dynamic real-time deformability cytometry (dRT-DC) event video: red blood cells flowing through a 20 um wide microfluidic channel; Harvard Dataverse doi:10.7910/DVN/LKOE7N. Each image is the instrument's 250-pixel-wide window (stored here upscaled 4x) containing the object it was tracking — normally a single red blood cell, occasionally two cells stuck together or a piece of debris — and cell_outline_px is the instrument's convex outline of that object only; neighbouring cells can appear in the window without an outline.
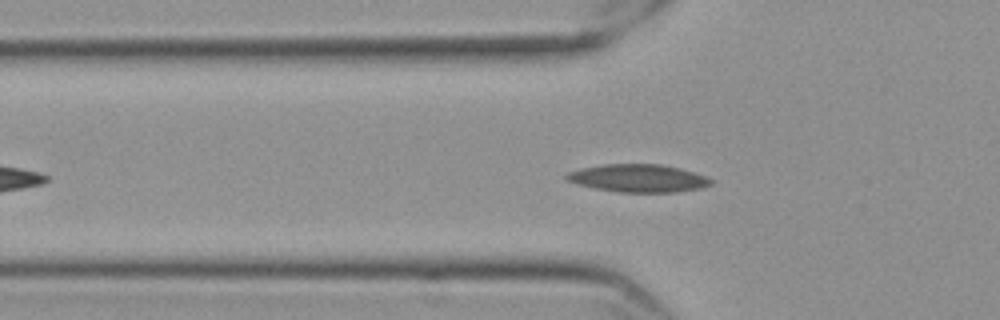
{"species": "Egyptian fruit bat (a non-hibernating species)", "species_latin": "Rousettus aegyptiacus", "temperature_condition": "cold", "stored_images_in_passage": 41, "camera_frame_rate_fps": 3000, "um_per_image_px": 0.085, "frame": {"image": 1, "passage_image": 10, "time_ms": 3.0, "image_size_px": [1000, 320], "cell_outline_px": [[712, 184], [700, 188], [676, 192], [616, 192], [576, 184], [564, 180], [564, 176], [568, 172], [580, 168], [604, 164], [660, 164], [680, 168], [704, 176], [712, 180]], "centroid_in_image_um": [54.19, 15.15], "position_along_channel_um": 71.6, "area_um2": 23.41}}
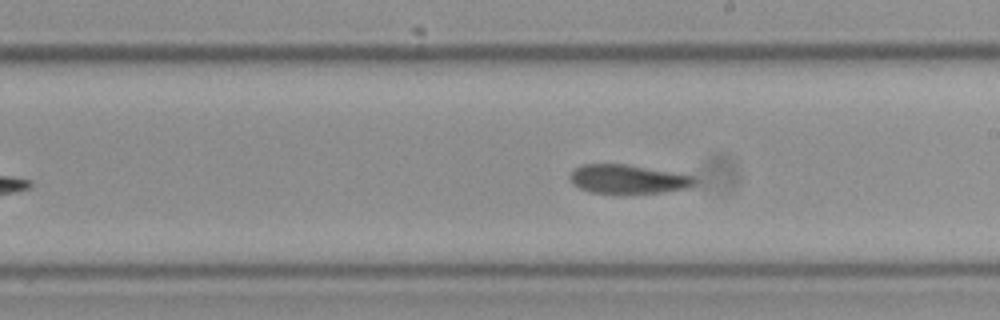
{"frame": {"image": 2, "passage_image": 24, "time_ms": 7.667, "image_size_px": [1000, 320], "cell_outline_px": [[696, 184], [688, 188], [660, 192], [620, 196], [592, 192], [580, 188], [572, 184], [568, 176], [580, 164], [624, 164], [696, 176]], "centroid_in_image_um": [53.36, 15.26], "position_along_channel_um": 235.6, "area_um2": 21.62}}
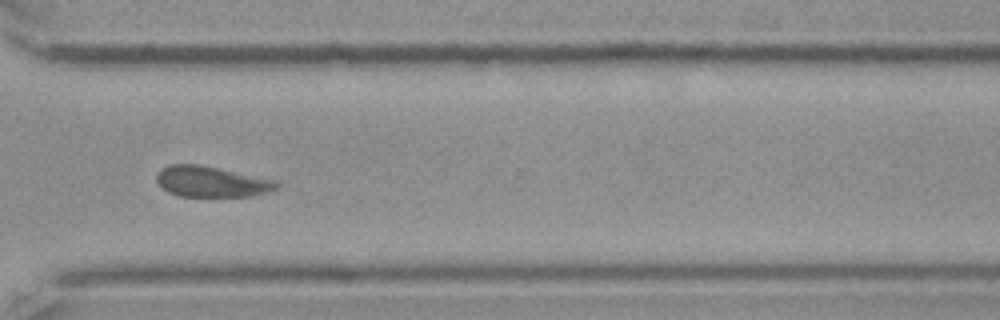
{"frame": {"image": 3, "passage_image": 34, "time_ms": 11.0, "image_size_px": [1000, 320], "cell_outline_px": [[280, 184], [276, 188], [268, 192], [248, 196], [180, 196], [168, 192], [160, 188], [156, 180], [156, 172], [160, 168], [168, 164], [200, 164], [276, 180]], "centroid_in_image_um": [17.91, 15.43], "position_along_channel_um": 352.7, "area_um2": 21.68}, "authors_computed_cell_mechanics": {"area_um2": 22.0796, "velocity_mm_per_s": 3.5099, "shape_relaxation_time_tau1_ms": null, "shape_relaxation_time_tau2_ms": 5.3729, "deformation_change_tau1": null, "deformation_change_tau2": 0.0993}}